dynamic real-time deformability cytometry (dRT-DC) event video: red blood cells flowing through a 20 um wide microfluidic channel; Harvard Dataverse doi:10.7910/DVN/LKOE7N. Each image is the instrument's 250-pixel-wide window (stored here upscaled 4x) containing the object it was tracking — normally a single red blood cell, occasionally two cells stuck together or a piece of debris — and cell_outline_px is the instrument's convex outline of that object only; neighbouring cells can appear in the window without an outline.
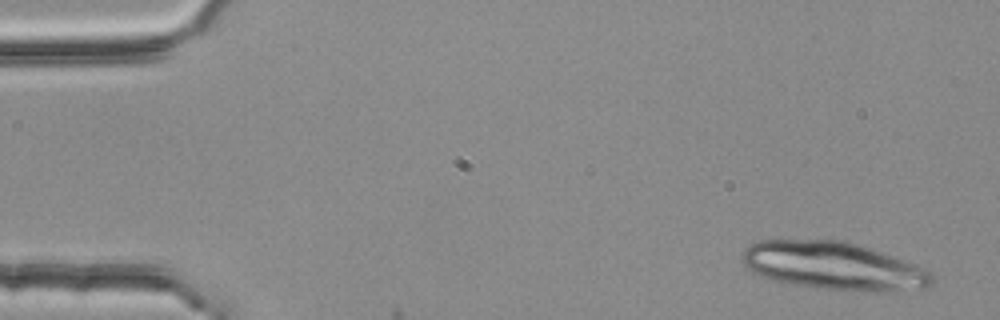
{"species": "common noctule bat (a hibernating species)", "species_latin": "Nyctalus noctula", "temperature_condition": "room temperature", "stored_images_in_passage": 3, "camera_frame_rate_fps": 3000, "um_per_image_px": 0.085, "animal": {"sex": "female", "body_mass_g": 25.1}, "frame": {"image": 1, "passage_image": 1, "time_ms": 0.0, "image_size_px": [1000, 320], "cell_outline_px": [[936, 280], [928, 288], [888, 292], [868, 292], [824, 288], [788, 284], [760, 276], [752, 272], [744, 264], [744, 248], [748, 244], [756, 240], [844, 240], [916, 264], [932, 272]], "centroid_in_image_um": [70.89, 22.62], "position_along_channel_um": 14.1, "area_um2": 53.23}}